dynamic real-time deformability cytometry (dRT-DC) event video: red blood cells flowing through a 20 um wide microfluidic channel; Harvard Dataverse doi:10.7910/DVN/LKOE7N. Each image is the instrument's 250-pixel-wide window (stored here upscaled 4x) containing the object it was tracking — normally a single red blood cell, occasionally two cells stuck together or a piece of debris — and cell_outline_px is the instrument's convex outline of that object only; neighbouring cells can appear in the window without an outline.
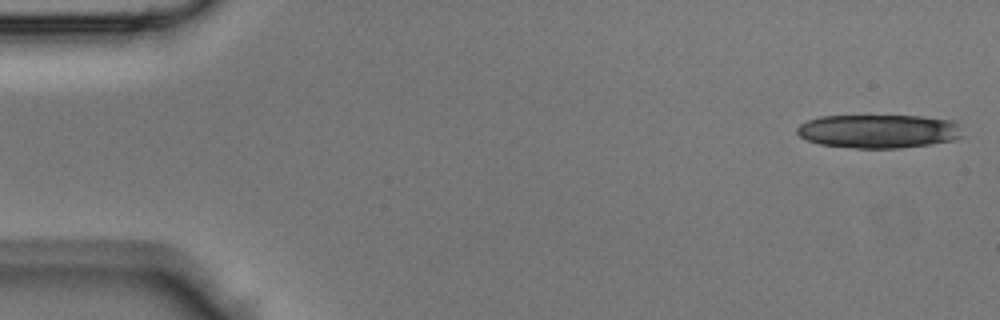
{"species": "Egyptian fruit bat (a non-hibernating species)", "species_latin": "Rousettus aegyptiacus", "temperature_condition": "room temperature", "stored_images_in_passage": 17, "camera_frame_rate_fps": 3000, "um_per_image_px": 0.085, "animal": {"sex": "male"}, "frame": {"image": 1, "passage_image": 1, "time_ms": 0.0, "image_size_px": [1000, 320], "cell_outline_px": [[964, 136], [956, 140], [900, 148], [856, 148], [820, 144], [808, 140], [800, 136], [796, 132], [796, 128], [800, 124], [808, 120], [820, 116], [924, 116], [956, 120]], "centroid_in_image_um": [74.73, 11.14], "position_along_channel_um": 10.3, "area_um2": 32.66}}
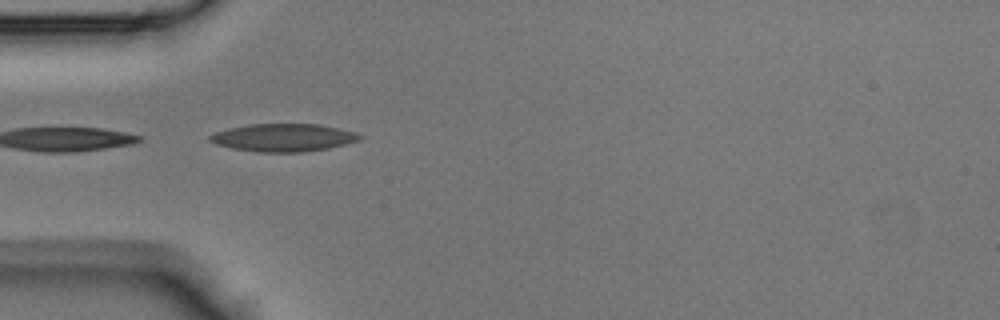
{"frame": {"image": 2, "passage_image": 13, "time_ms": 4.0, "image_size_px": [1000, 320], "cell_outline_px": [[364, 136], [360, 140], [328, 148], [304, 152], [256, 152], [232, 148], [216, 144], [208, 140], [208, 136], [216, 132], [228, 128], [252, 124], [320, 124], [356, 132]], "centroid_in_image_um": [24.09, 11.69], "position_along_channel_um": 60.9, "area_um2": 24.28}}